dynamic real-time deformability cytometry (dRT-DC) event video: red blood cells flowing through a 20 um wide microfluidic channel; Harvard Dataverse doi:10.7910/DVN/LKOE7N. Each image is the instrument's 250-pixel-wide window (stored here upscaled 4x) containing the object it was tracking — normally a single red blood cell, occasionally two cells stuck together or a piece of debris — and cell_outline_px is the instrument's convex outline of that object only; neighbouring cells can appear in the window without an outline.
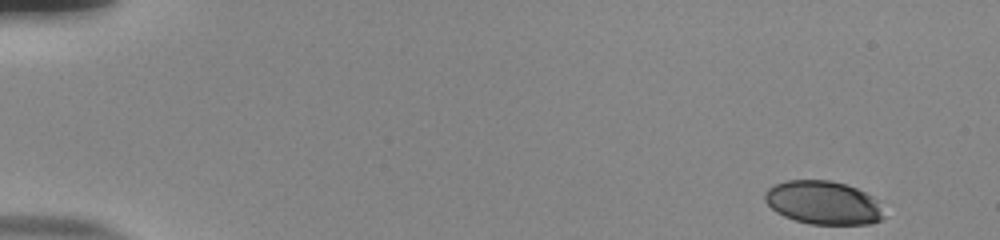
{"species": "human", "species_latin": "Homo sapiens", "temperature_condition": "room temperature", "stored_images_in_passage": 52, "camera_frame_rate_fps": 3000, "um_per_image_px": 0.085, "donor": {"sex": "male"}, "frame": {"image": 1, "passage_image": 1, "time_ms": 0.0, "image_size_px": [1000, 240], "cell_outline_px": [[884, 216], [880, 220], [868, 224], [808, 224], [784, 216], [776, 212], [764, 200], [764, 192], [768, 188], [776, 184], [788, 180], [832, 180], [856, 188], [872, 196]], "centroid_in_image_um": [69.93, 17.23], "position_along_channel_um": 15.1, "area_um2": 29.82}}
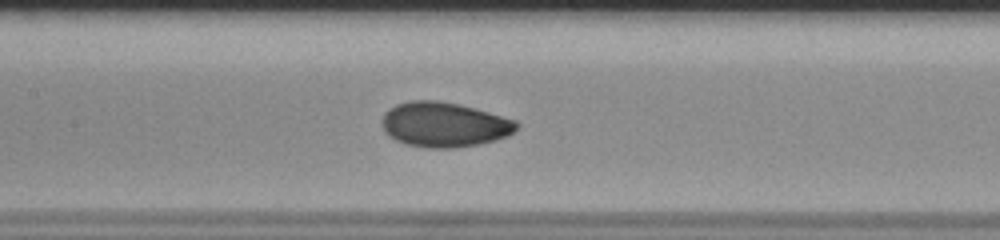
{"frame": {"image": 2, "passage_image": 25, "time_ms": 8.0, "image_size_px": [1000, 240], "cell_outline_px": [[520, 124], [508, 136], [496, 140], [476, 144], [452, 148], [428, 148], [404, 144], [388, 136], [384, 132], [380, 124], [384, 112], [396, 104], [408, 100], [436, 100], [460, 104], [516, 120]], "centroid_in_image_um": [37.7, 10.58], "position_along_channel_um": 169.7, "area_um2": 35.43}}
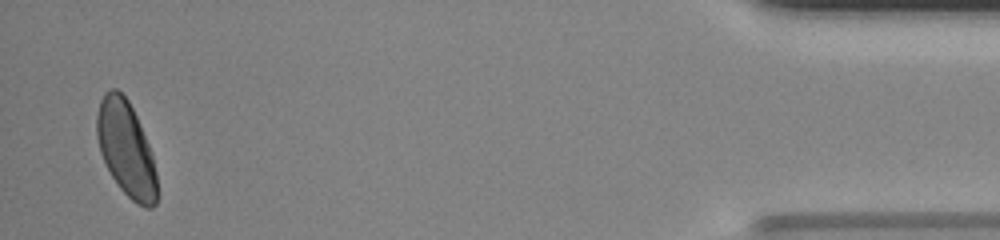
{"frame": {"image": 3, "passage_image": 51, "time_ms": 16.667, "image_size_px": [1000, 240], "cell_outline_px": [[156, 204], [152, 208], [144, 208], [136, 204], [120, 188], [112, 176], [100, 152], [96, 136], [96, 116], [100, 100], [104, 92], [112, 88], [116, 88], [128, 100], [136, 116], [148, 144], [152, 156], [156, 172]], "centroid_in_image_um": [10.7, 12.64], "position_along_channel_um": 424.5, "area_um2": 33.06}, "authors_computed_cell_mechanics": {"area_um2": 33.1483, "velocity_mm_per_s": 3.7885, "shape_relaxation_time_tau1_ms": 4.344, "shape_relaxation_time_tau2_ms": 1.0042, "deformation_change_tau1": 0.138, "deformation_change_tau2": 0.044}}